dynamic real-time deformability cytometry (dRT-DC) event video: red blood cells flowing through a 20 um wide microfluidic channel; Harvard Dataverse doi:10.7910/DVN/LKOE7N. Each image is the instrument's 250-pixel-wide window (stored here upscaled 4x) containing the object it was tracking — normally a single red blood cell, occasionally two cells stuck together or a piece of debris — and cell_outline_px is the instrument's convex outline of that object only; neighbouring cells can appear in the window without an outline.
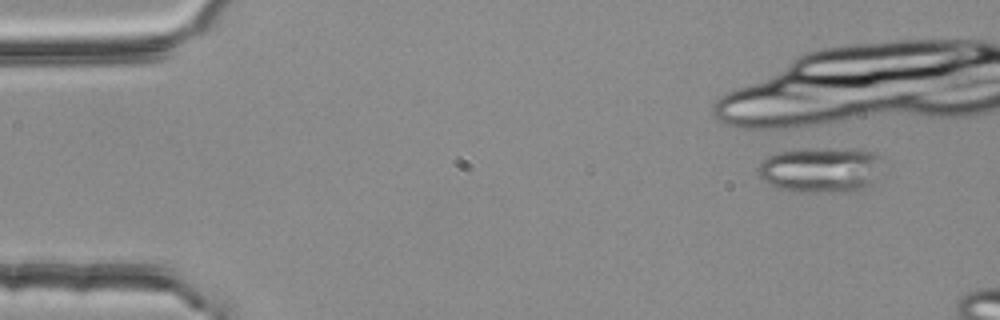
{"species": "common noctule bat (a hibernating species)", "species_latin": "Nyctalus noctula", "temperature_condition": "room temperature", "stored_images_in_passage": 1, "camera_frame_rate_fps": 3000, "um_per_image_px": 0.085, "animal": {"sex": "female", "body_mass_g": 25.1}, "frame": {"image": 1, "passage_image": 1, "time_ms": 0.0, "image_size_px": [1000, 320], "cell_outline_px": [[884, 156], [876, 180], [868, 188], [844, 192], [792, 192], [776, 188], [760, 180], [760, 164], [768, 156], [776, 152], [800, 148], [860, 148], [876, 152]], "centroid_in_image_um": [69.83, 14.42], "position_along_channel_um": 15.2, "area_um2": 34.1}}